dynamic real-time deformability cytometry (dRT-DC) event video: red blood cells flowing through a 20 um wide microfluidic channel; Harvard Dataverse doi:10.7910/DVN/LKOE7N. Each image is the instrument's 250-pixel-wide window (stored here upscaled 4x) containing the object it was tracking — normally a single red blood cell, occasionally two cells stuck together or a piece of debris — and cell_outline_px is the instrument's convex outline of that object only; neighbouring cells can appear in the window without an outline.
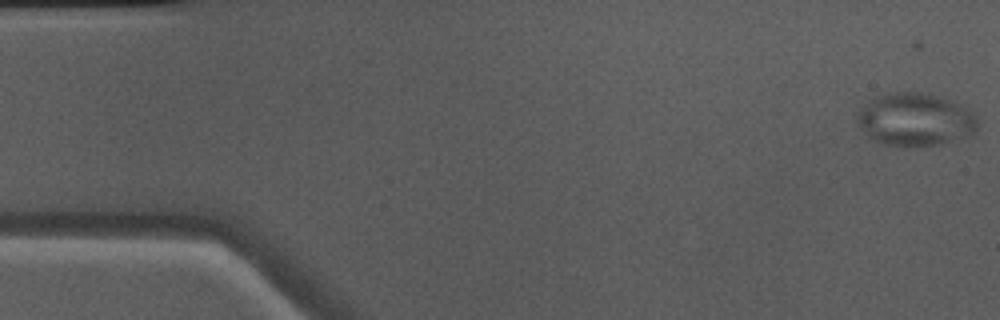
{"species": "Egyptian fruit bat (a non-hibernating species)", "species_latin": "Rousettus aegyptiacus", "temperature_condition": "warm", "stored_images_in_passage": 50, "camera_frame_rate_fps": 3000, "um_per_image_px": 0.085, "animal": {"sex": "male"}, "frame": {"image": 1, "passage_image": 1, "time_ms": 0.0, "image_size_px": [1000, 320], "cell_outline_px": [[976, 128], [968, 136], [940, 144], [916, 148], [908, 148], [884, 144], [868, 136], [860, 124], [856, 116], [860, 108], [876, 96], [888, 92], [916, 92], [948, 100], [960, 104], [972, 112], [976, 116]], "centroid_in_image_um": [77.77, 10.19], "position_along_channel_um": 7.2, "area_um2": 36.82}}
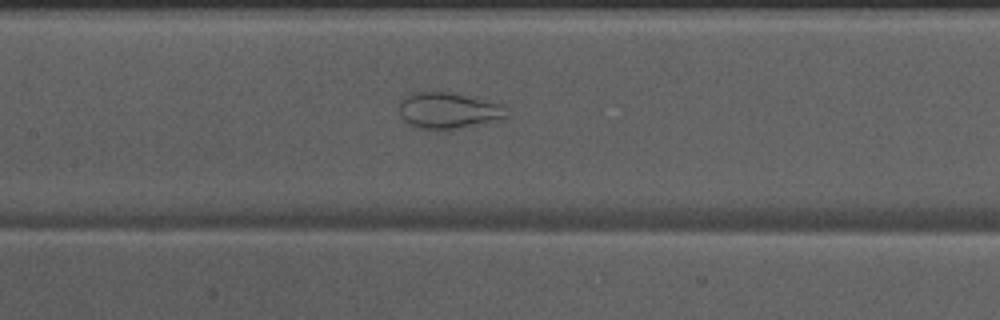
{"frame": {"image": 2, "passage_image": 23, "time_ms": 7.333, "image_size_px": [1000, 320], "cell_outline_px": [[508, 116], [504, 120], [448, 132], [444, 132], [412, 128], [400, 116], [400, 100], [416, 92], [448, 92], [476, 96], [504, 104]], "centroid_in_image_um": [38.19, 9.45], "position_along_channel_um": 169.2, "area_um2": 24.04}}
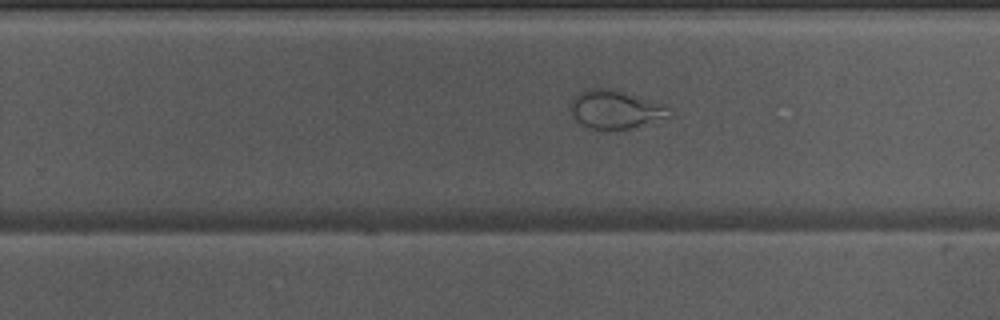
{"frame": {"image": 3, "passage_image": 31, "time_ms": 10.0, "image_size_px": [1000, 320], "cell_outline_px": [[672, 116], [628, 128], [588, 128], [576, 120], [572, 116], [572, 100], [584, 88], [616, 88], [648, 100], [664, 108]], "centroid_in_image_um": [52.21, 9.27], "position_along_channel_um": 277.6, "area_um2": 21.21}}